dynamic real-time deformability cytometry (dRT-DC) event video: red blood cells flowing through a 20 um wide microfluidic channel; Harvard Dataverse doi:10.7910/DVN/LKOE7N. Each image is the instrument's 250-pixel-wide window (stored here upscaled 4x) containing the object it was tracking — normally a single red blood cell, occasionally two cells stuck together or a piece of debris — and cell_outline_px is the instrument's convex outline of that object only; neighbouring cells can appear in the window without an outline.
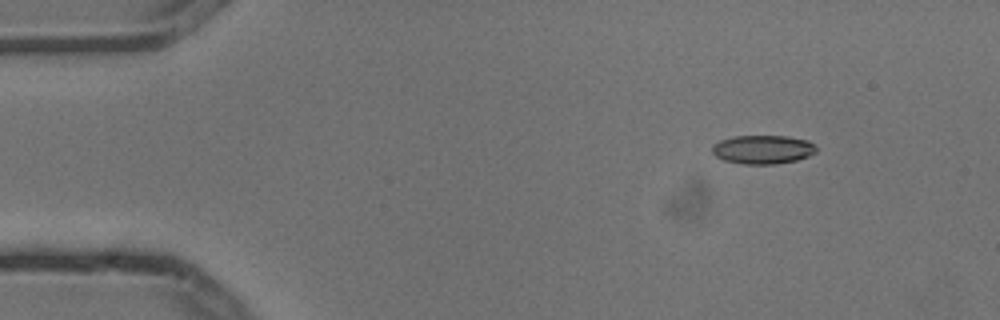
{"species": "common noctule bat (a hibernating species)", "species_latin": "Nyctalus noctula", "temperature_condition": "cold", "stored_images_in_passage": 9, "camera_frame_rate_fps": 3000, "um_per_image_px": 0.085, "animal": {"sex": "male", "body_mass_g": 13.3}, "frame": {"image": 1, "passage_image": 2, "time_ms": 0.333, "image_size_px": [1000, 320], "cell_outline_px": [[816, 152], [808, 156], [796, 160], [776, 164], [744, 164], [724, 160], [716, 156], [712, 152], [712, 144], [720, 140], [732, 136], [788, 136], [808, 140], [816, 148]], "centroid_in_image_um": [64.82, 12.7], "position_along_channel_um": 20.2, "area_um2": 17.46}}
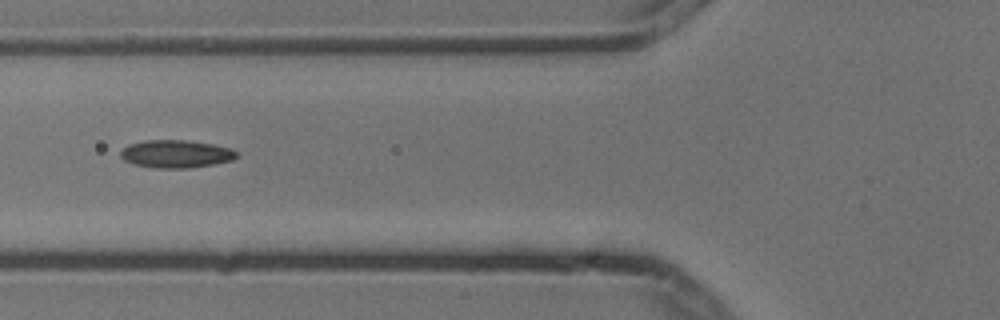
{"frame": {"image": 2, "passage_image": 6, "time_ms": 1.667, "image_size_px": [1000, 320], "cell_outline_px": [[236, 156], [232, 160], [212, 164], [188, 168], [152, 168], [132, 164], [124, 160], [120, 156], [120, 152], [128, 144], [144, 140], [184, 140], [212, 144], [232, 148], [236, 152]], "centroid_in_image_um": [14.91, 13.08], "position_along_channel_um": 110.9, "area_um2": 18.79}}
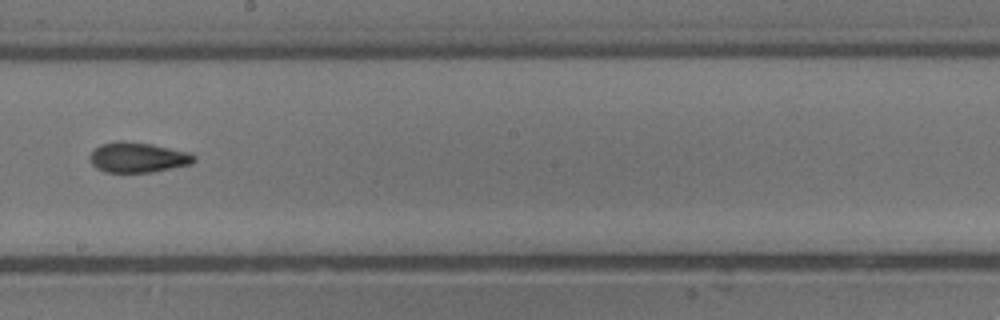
{"frame": {"image": 3, "passage_image": 9, "time_ms": 2.667, "image_size_px": [1000, 320], "cell_outline_px": [[196, 160], [192, 164], [152, 172], [104, 172], [96, 168], [92, 164], [88, 156], [100, 144], [116, 140], [124, 140], [152, 144], [188, 152], [196, 156]], "centroid_in_image_um": [11.7, 13.37], "position_along_channel_um": 236.5, "area_um2": 18.5}}